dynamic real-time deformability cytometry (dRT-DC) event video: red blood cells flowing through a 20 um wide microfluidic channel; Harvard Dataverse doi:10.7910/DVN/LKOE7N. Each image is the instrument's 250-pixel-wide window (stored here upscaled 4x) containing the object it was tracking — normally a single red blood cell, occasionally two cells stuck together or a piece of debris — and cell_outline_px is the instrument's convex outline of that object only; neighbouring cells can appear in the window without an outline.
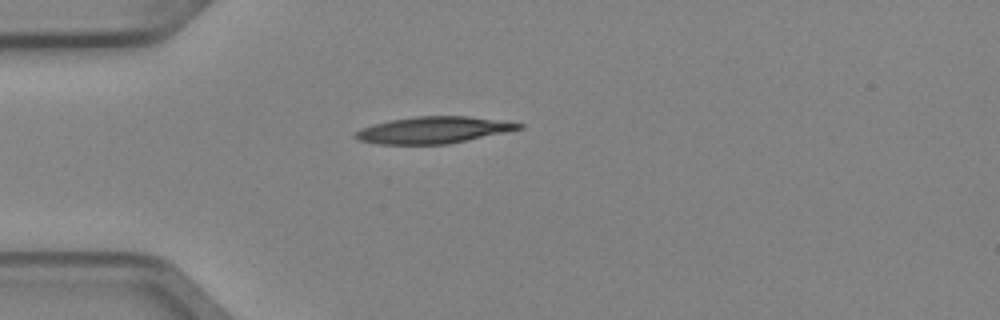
{"species": "Egyptian fruit bat (a non-hibernating species)", "species_latin": "Rousettus aegyptiacus", "temperature_condition": "cold", "stored_images_in_passage": 2, "camera_frame_rate_fps": 3000, "um_per_image_px": 0.085, "animal": {"sex": "female"}, "frame": {"image": 1, "passage_image": 2, "time_ms": 0.333, "image_size_px": [1000, 320], "cell_outline_px": [[524, 128], [448, 144], [380, 144], [360, 140], [352, 136], [360, 128], [372, 124], [392, 120], [416, 116], [468, 116], [524, 124]], "centroid_in_image_um": [36.81, 11.05], "position_along_channel_um": 48.2, "area_um2": 25.14}}